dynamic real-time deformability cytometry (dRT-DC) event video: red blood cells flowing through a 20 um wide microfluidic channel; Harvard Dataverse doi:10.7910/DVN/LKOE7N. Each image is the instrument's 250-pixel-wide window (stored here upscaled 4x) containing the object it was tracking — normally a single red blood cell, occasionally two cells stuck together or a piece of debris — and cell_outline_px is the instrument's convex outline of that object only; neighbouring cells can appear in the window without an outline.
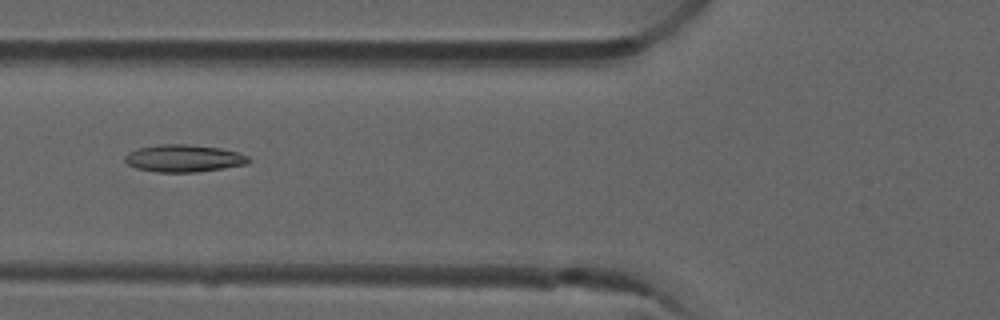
{"species": "common noctule bat (a hibernating species)", "species_latin": "Nyctalus noctula", "temperature_condition": "room temperature", "stored_images_in_passage": 4, "camera_frame_rate_fps": 3000, "um_per_image_px": 0.085, "animal": {"sex": "male", "forearm_length_mm": 52.5}, "frame": {"image": 1, "passage_image": 3, "time_ms": 0.667, "image_size_px": [1000, 320], "cell_outline_px": [[252, 160], [248, 164], [224, 168], [196, 172], [156, 172], [136, 168], [128, 164], [124, 160], [124, 156], [128, 152], [136, 148], [160, 144], [188, 144], [220, 148], [240, 152], [248, 156]], "centroid_in_image_um": [15.63, 13.45], "position_along_channel_um": 110.2, "area_um2": 19.94}}
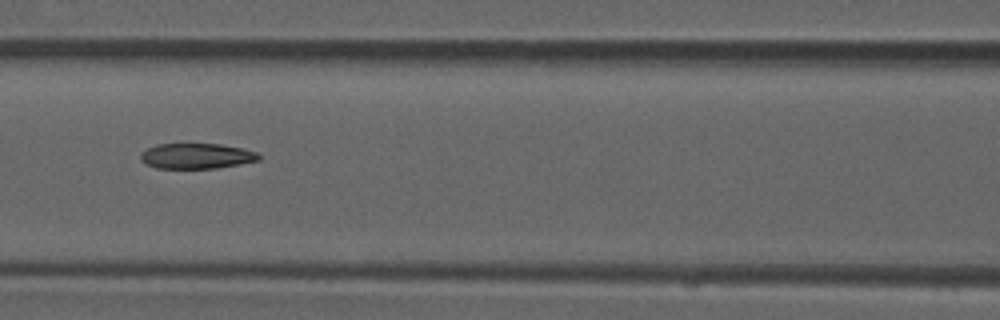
{"frame": {"image": 2, "passage_image": 4, "time_ms": 1.0, "image_size_px": [1000, 320], "cell_outline_px": [[260, 160], [240, 164], [216, 168], [156, 168], [144, 164], [140, 160], [140, 152], [156, 144], [220, 144], [244, 148], [256, 152], [260, 156]], "centroid_in_image_um": [16.68, 13.26], "position_along_channel_um": 149.9, "area_um2": 17.63}}